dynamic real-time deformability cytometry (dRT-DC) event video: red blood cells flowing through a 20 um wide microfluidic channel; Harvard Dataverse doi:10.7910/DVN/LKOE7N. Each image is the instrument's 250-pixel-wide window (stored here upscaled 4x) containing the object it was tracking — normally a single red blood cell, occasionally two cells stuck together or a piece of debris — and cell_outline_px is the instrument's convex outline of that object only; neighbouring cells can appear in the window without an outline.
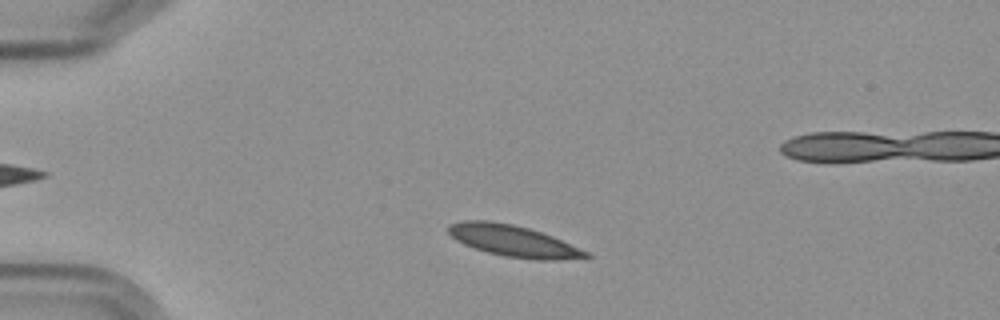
{"species": "Egyptian fruit bat (a non-hibernating species)", "species_latin": "Rousettus aegyptiacus", "temperature_condition": "cold", "stored_images_in_passage": 7, "segment_of_instrument_passage": [1, 2], "camera_frame_rate_fps": 3000, "um_per_image_px": 0.085, "frame": {"image": 1, "passage_image": 5, "time_ms": 5.667, "image_size_px": [1000, 320], "cell_outline_px": [[592, 256], [560, 260], [536, 260], [504, 256], [488, 252], [464, 244], [456, 240], [448, 232], [448, 224], [464, 220], [488, 220], [512, 224], [528, 228], [552, 236], [588, 252]], "centroid_in_image_um": [43.6, 20.47], "position_along_channel_um": 41.4, "area_um2": 24.91}}